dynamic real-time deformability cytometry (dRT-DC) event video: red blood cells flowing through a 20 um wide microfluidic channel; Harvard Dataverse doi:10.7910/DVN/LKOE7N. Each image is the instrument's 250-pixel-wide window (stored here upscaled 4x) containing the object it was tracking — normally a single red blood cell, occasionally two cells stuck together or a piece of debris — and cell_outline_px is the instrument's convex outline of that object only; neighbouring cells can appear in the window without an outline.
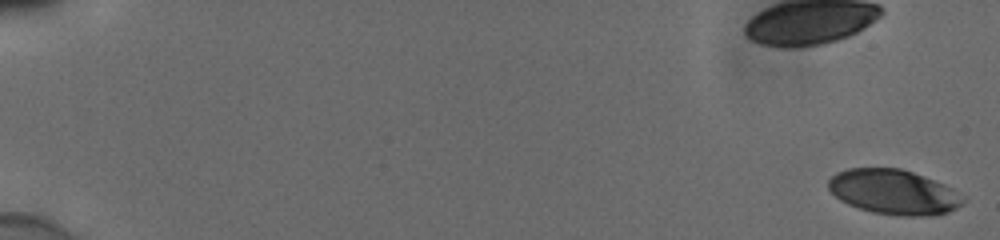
{"species": "human", "species_latin": "Homo sapiens", "temperature_condition": "cold", "stored_images_in_passage": 56, "camera_frame_rate_fps": 3000, "um_per_image_px": 0.085, "donor": {"sex": "male"}, "frame": {"image": 1, "passage_image": 1, "time_ms": 0.0, "image_size_px": [1000, 240], "cell_outline_px": [[964, 204], [948, 212], [928, 216], [900, 216], [872, 212], [848, 204], [840, 200], [828, 188], [828, 180], [836, 172], [848, 168], [900, 168], [924, 176], [944, 184], [964, 200]], "centroid_in_image_um": [75.92, 16.32], "position_along_channel_um": 9.1, "area_um2": 34.91}}
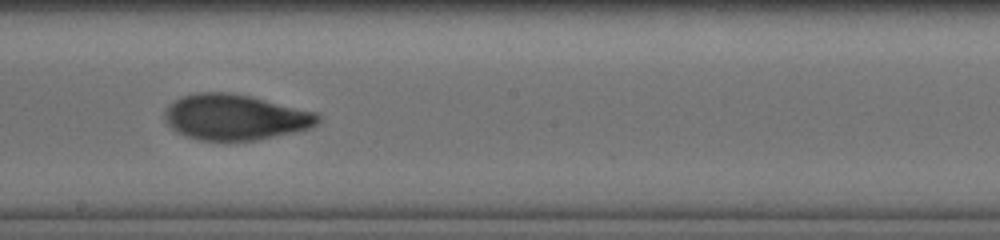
{"frame": {"image": 2, "passage_image": 34, "time_ms": 11.0, "image_size_px": [1000, 240], "cell_outline_px": [[320, 120], [312, 128], [296, 132], [256, 140], [200, 140], [184, 136], [172, 128], [164, 120], [164, 112], [176, 100], [184, 96], [196, 92], [228, 92], [248, 96], [316, 112], [320, 116]], "centroid_in_image_um": [20.0, 9.97], "position_along_channel_um": 228.2, "area_um2": 40.46}}
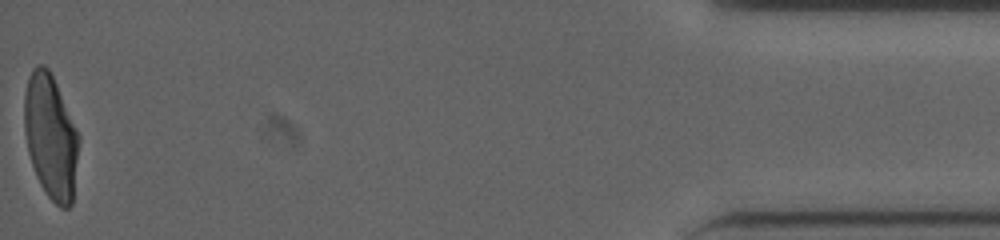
{"frame": {"image": 3, "passage_image": 56, "time_ms": 18.333, "image_size_px": [1000, 240], "cell_outline_px": [[80, 140], [72, 204], [68, 208], [60, 208], [48, 196], [40, 184], [36, 176], [28, 152], [24, 132], [24, 92], [32, 68], [36, 64], [44, 64], [48, 68], [56, 84], [80, 136]], "centroid_in_image_um": [4.31, 11.62], "position_along_channel_um": 430.9, "area_um2": 39.59}, "authors_computed_cell_mechanics": {"area_um2": 39.1306, "velocity_mm_per_s": 3.8679, "shape_relaxation_time_tau1_ms": 5.3647, "shape_relaxation_time_tau2_ms": 1.5519, "deformation_change_tau1": 0.1975, "deformation_change_tau2": 0.0678}}